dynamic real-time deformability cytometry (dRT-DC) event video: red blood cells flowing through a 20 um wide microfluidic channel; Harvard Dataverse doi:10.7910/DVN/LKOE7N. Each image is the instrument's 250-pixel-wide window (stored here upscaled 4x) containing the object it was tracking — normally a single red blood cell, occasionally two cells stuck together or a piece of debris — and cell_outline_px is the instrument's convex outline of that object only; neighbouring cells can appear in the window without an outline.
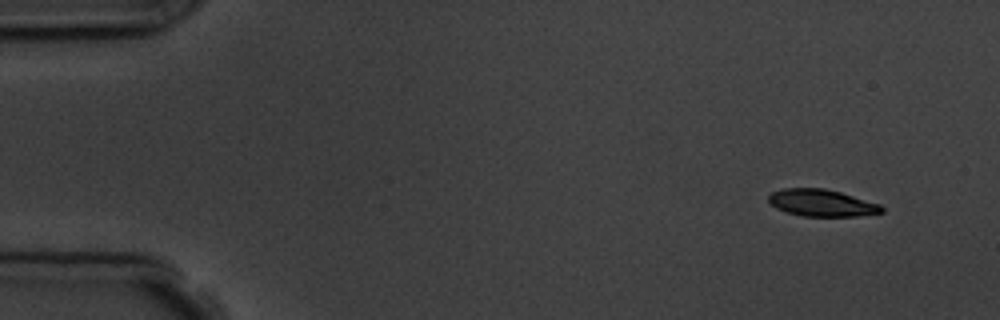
{"species": "common noctule bat (a hibernating species)", "species_latin": "Nyctalus noctula", "temperature_condition": "room temperature", "stored_images_in_passage": 10, "camera_frame_rate_fps": 3000, "um_per_image_px": 0.085, "animal": {"sex": "male", "body_mass_g": 19.5, "forearm_length_mm": 54.6}, "frame": {"image": 1, "passage_image": 1, "time_ms": 0.0, "image_size_px": [1000, 320], "cell_outline_px": [[884, 212], [856, 216], [804, 216], [788, 212], [776, 208], [768, 200], [768, 196], [772, 192], [784, 188], [824, 188], [840, 192], [880, 204], [884, 208]], "centroid_in_image_um": [69.85, 17.24], "position_along_channel_um": 15.1, "area_um2": 17.63}}
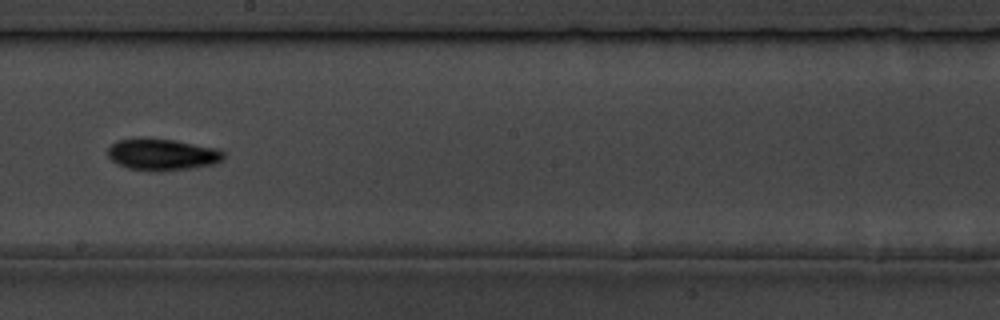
{"frame": {"image": 2, "passage_image": 9, "time_ms": 9.0, "image_size_px": [1000, 320], "cell_outline_px": [[224, 160], [212, 164], [188, 168], [128, 168], [116, 164], [108, 156], [108, 148], [116, 140], [176, 140], [216, 148], [224, 152]], "centroid_in_image_um": [13.82, 13.11], "position_along_channel_um": 234.4, "area_um2": 20.0}}
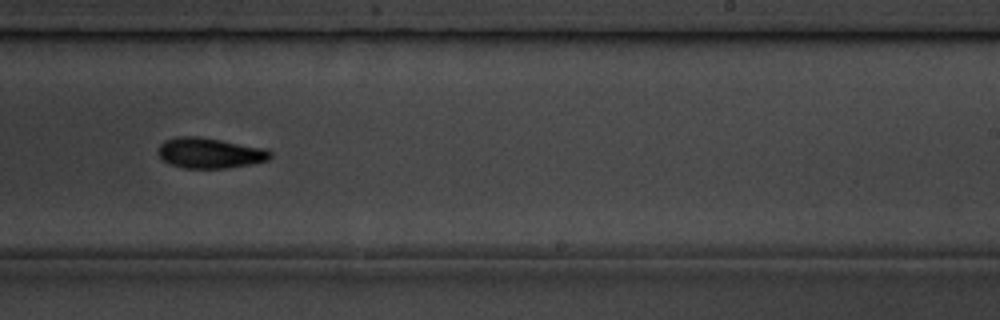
{"frame": {"image": 3, "passage_image": 10, "time_ms": 10.0, "image_size_px": [1000, 320], "cell_outline_px": [[272, 156], [268, 160], [252, 164], [228, 168], [184, 168], [168, 164], [156, 152], [160, 144], [164, 140], [176, 136], [196, 136], [220, 140], [264, 148], [272, 152]], "centroid_in_image_um": [17.8, 13.01], "position_along_channel_um": 271.2, "area_um2": 20.0}}